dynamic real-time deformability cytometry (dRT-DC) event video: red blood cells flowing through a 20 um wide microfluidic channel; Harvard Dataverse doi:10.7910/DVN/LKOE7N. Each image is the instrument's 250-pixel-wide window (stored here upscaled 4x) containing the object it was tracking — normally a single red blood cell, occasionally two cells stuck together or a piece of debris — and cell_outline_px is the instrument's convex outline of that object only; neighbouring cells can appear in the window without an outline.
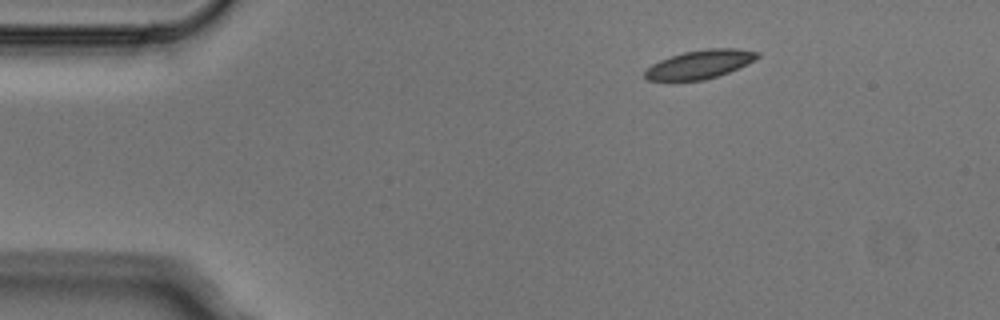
{"species": "Egyptian fruit bat (a non-hibernating species)", "species_latin": "Rousettus aegyptiacus", "temperature_condition": "cold", "stored_images_in_passage": 2, "camera_frame_rate_fps": 3000, "um_per_image_px": 0.085, "animal": {"sex": "male"}, "frame": {"image": 1, "passage_image": 1, "time_ms": 0.0, "image_size_px": [1000, 320], "cell_outline_px": [[760, 56], [728, 72], [704, 80], [648, 80], [644, 76], [644, 72], [652, 64], [660, 60], [684, 52], [704, 48], [736, 48], [760, 52]], "centroid_in_image_um": [59.47, 5.45], "position_along_channel_um": 25.5, "area_um2": 18.38}}